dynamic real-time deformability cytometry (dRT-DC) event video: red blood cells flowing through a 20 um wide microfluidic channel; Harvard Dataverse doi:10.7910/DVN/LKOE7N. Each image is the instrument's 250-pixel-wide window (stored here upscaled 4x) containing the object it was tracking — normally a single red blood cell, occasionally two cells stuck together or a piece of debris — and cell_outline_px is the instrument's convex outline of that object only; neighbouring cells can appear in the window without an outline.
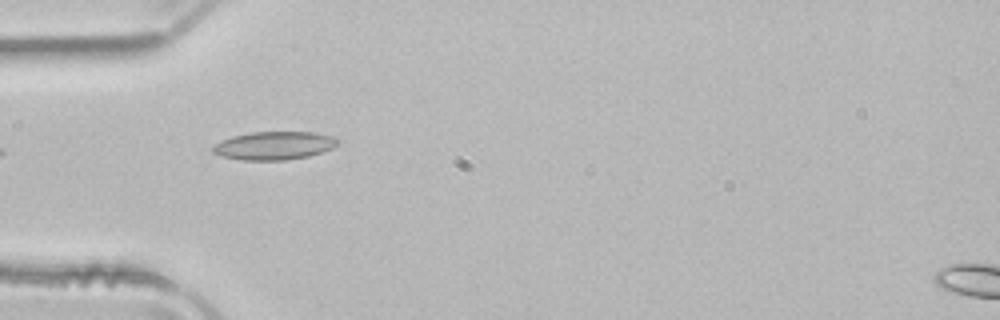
{"species": "common noctule bat (a hibernating species)", "species_latin": "Nyctalus noctula", "temperature_condition": "room temperature", "stored_images_in_passage": 6, "camera_frame_rate_fps": 3000, "um_per_image_px": 0.085, "animal": {"sex": "male", "body_mass_g": 21.5, "forearm_length_mm": 52.0}, "frame": {"image": 1, "passage_image": 1, "time_ms": 0.0, "image_size_px": [1000, 320], "cell_outline_px": [[336, 144], [332, 148], [308, 156], [284, 160], [244, 160], [220, 156], [212, 152], [212, 144], [220, 140], [232, 136], [252, 132], [312, 132], [332, 136], [336, 140]], "centroid_in_image_um": [23.21, 12.37], "position_along_channel_um": 61.8, "area_um2": 20.4}}